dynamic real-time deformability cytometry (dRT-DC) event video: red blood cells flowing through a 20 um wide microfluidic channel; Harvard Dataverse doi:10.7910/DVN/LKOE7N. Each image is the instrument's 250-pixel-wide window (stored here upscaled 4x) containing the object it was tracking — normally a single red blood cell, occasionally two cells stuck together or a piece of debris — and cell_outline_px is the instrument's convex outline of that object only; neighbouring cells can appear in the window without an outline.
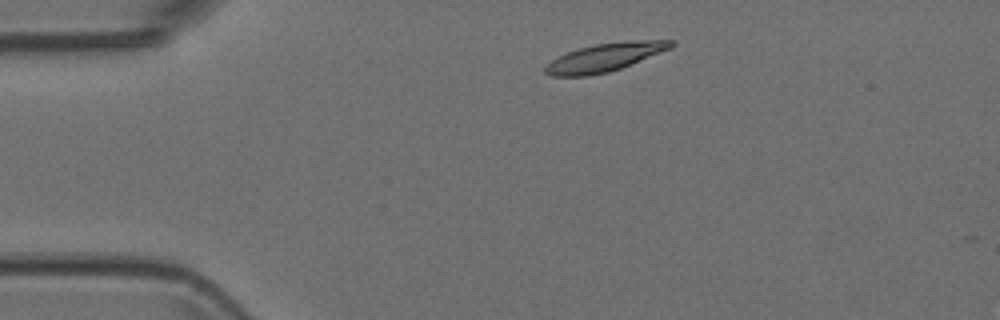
{"species": "Egyptian fruit bat (a non-hibernating species)", "species_latin": "Rousettus aegyptiacus", "temperature_condition": "room temperature", "stored_images_in_passage": 8, "camera_frame_rate_fps": 3000, "um_per_image_px": 0.085, "animal": {"sex": "female"}, "frame": {"image": 1, "passage_image": 1, "time_ms": 0.0, "image_size_px": [1000, 320], "cell_outline_px": [[676, 44], [672, 48], [620, 68], [608, 72], [588, 76], [552, 76], [544, 72], [544, 68], [556, 56], [580, 48], [596, 44], [624, 40], [676, 40]], "centroid_in_image_um": [51.44, 4.86], "position_along_channel_um": 33.6, "area_um2": 20.69}}
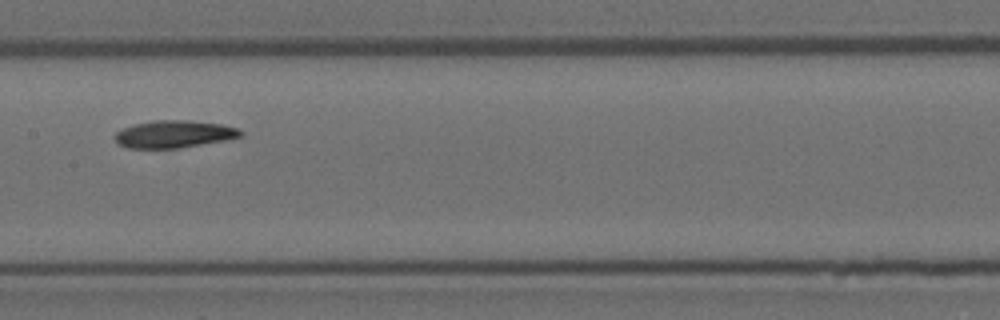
{"frame": {"image": 2, "passage_image": 5, "time_ms": 1.333, "image_size_px": [1000, 320], "cell_outline_px": [[244, 132], [240, 136], [224, 140], [180, 148], [128, 148], [120, 144], [112, 136], [116, 132], [124, 128], [136, 124], [152, 120], [188, 120], [224, 124], [236, 128]], "centroid_in_image_um": [14.78, 11.39], "position_along_channel_um": 192.6, "area_um2": 19.94}}
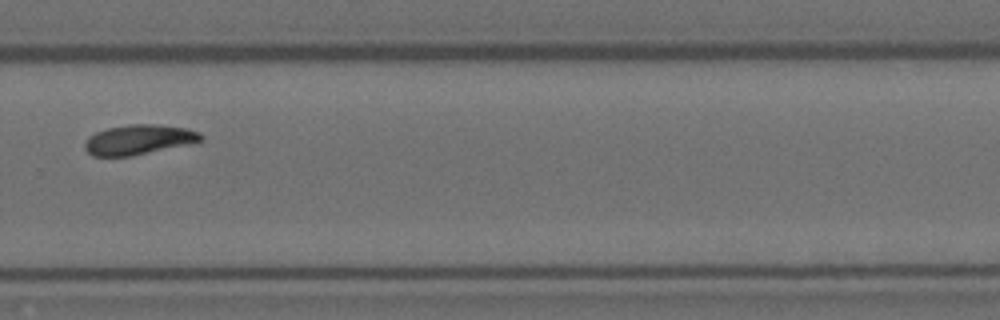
{"frame": {"image": 3, "passage_image": 8, "time_ms": 2.333, "image_size_px": [1000, 320], "cell_outline_px": [[204, 140], [132, 156], [92, 156], [84, 148], [84, 144], [96, 132], [108, 128], [128, 124], [160, 124], [188, 128], [200, 132], [204, 136]], "centroid_in_image_um": [11.83, 11.86], "position_along_channel_um": 318.0, "area_um2": 20.11}}